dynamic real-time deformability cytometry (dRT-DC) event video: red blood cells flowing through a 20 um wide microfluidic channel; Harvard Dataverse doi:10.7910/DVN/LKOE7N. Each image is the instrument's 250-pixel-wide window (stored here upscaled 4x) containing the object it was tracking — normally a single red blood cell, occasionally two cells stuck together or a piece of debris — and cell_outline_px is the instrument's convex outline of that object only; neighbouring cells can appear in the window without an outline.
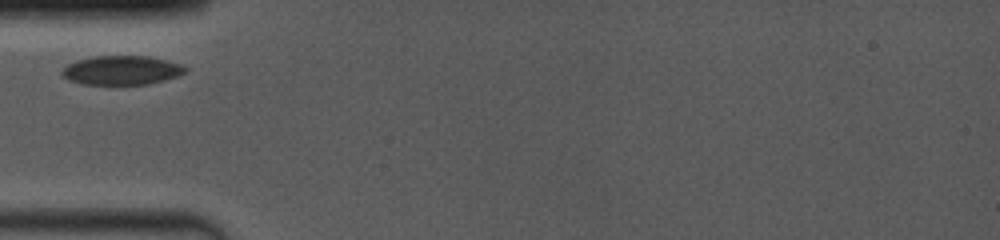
{"species": "common noctule bat (a hibernating species)", "species_latin": "Nyctalus noctula", "temperature_condition": "room temperature", "stored_images_in_passage": 3, "camera_frame_rate_fps": 4000, "um_per_image_px": 0.085, "animal": {"sex": "female", "body_mass_g": 19.0, "forearm_length_mm": 53.3}, "frame": {"image": 1, "passage_image": 1, "time_ms": 0.0, "image_size_px": [1000, 240], "cell_outline_px": [[188, 72], [164, 80], [148, 84], [84, 84], [68, 80], [60, 72], [68, 64], [76, 60], [96, 56], [148, 56], [184, 64], [188, 68]], "centroid_in_image_um": [10.38, 5.96], "position_along_channel_um": 74.6, "area_um2": 20.92}}
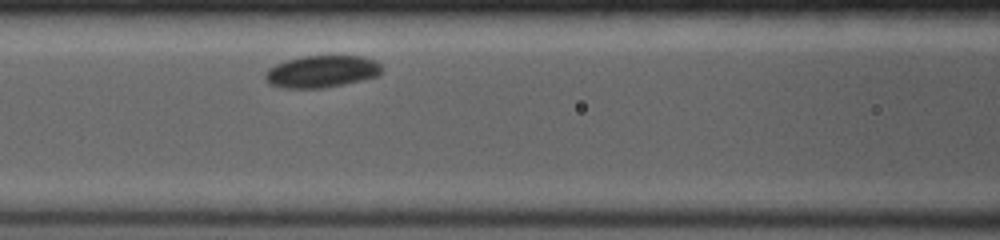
{"frame": {"image": 2, "passage_image": 3, "time_ms": 1.75, "image_size_px": [1000, 240], "cell_outline_px": [[384, 68], [380, 76], [344, 84], [324, 88], [280, 88], [268, 84], [264, 80], [264, 76], [268, 68], [276, 64], [288, 60], [304, 56], [364, 56], [380, 64]], "centroid_in_image_um": [27.34, 6.09], "position_along_channel_um": 139.3, "area_um2": 22.02}}